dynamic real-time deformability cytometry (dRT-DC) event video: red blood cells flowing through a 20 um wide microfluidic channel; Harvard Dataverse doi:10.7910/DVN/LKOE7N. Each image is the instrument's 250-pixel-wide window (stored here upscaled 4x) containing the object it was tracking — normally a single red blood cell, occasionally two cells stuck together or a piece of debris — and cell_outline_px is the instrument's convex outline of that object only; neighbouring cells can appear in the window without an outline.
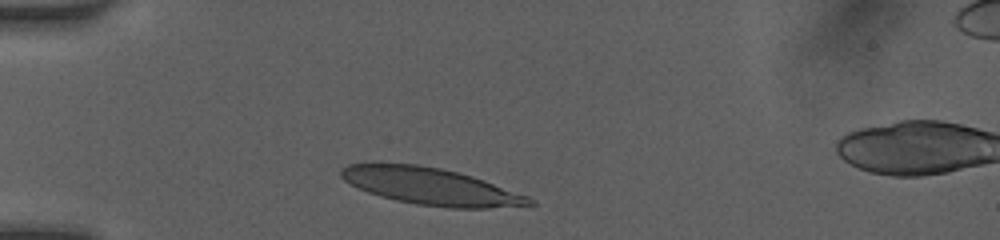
{"species": "human", "species_latin": "Homo sapiens", "temperature_condition": "room temperature", "stored_images_in_passage": 14, "camera_frame_rate_fps": 3000, "um_per_image_px": 0.085, "donor": {"sex": "female"}, "frame": {"image": 1, "passage_image": 3, "time_ms": 0.667, "image_size_px": [1000, 240], "cell_outline_px": [[536, 204], [488, 208], [448, 208], [416, 204], [396, 200], [380, 196], [368, 192], [344, 180], [340, 176], [340, 168], [348, 164], [416, 164], [440, 168], [472, 176], [528, 196], [536, 200]], "centroid_in_image_um": [36.62, 15.85], "position_along_channel_um": 48.4, "area_um2": 40.06}}
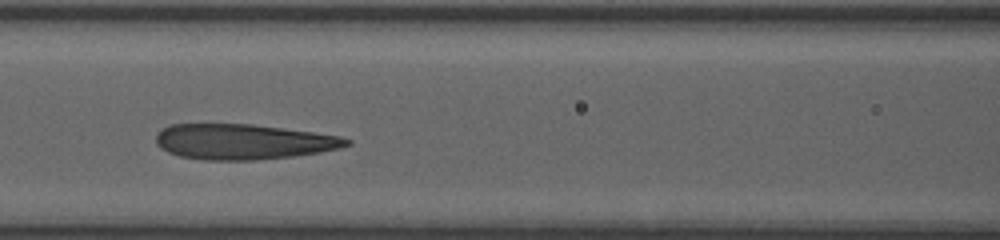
{"frame": {"image": 2, "passage_image": 10, "time_ms": 3.667, "image_size_px": [1000, 240], "cell_outline_px": [[352, 144], [340, 148], [320, 152], [292, 156], [256, 160], [204, 160], [180, 156], [168, 152], [160, 148], [156, 144], [156, 132], [168, 124], [252, 124], [312, 132], [340, 136], [352, 140]], "centroid_in_image_um": [20.64, 12.04], "position_along_channel_um": 146.0, "area_um2": 39.42}}
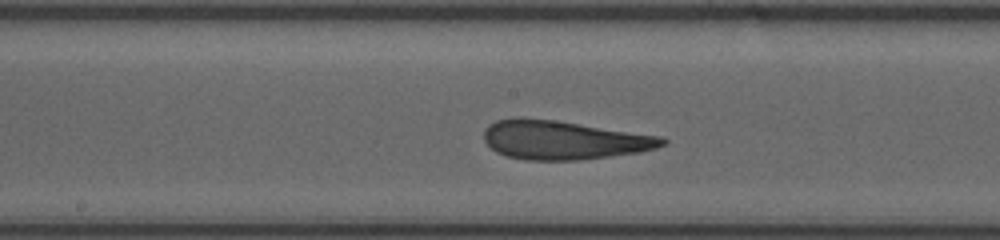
{"frame": {"image": 3, "passage_image": 13, "time_ms": 5.0, "image_size_px": [1000, 240], "cell_outline_px": [[668, 144], [656, 148], [640, 152], [580, 160], [524, 160], [508, 156], [496, 152], [484, 140], [484, 128], [488, 124], [496, 120], [520, 116], [556, 120], [664, 136], [668, 140]], "centroid_in_image_um": [47.93, 11.88], "position_along_channel_um": 200.3, "area_um2": 40.92}}